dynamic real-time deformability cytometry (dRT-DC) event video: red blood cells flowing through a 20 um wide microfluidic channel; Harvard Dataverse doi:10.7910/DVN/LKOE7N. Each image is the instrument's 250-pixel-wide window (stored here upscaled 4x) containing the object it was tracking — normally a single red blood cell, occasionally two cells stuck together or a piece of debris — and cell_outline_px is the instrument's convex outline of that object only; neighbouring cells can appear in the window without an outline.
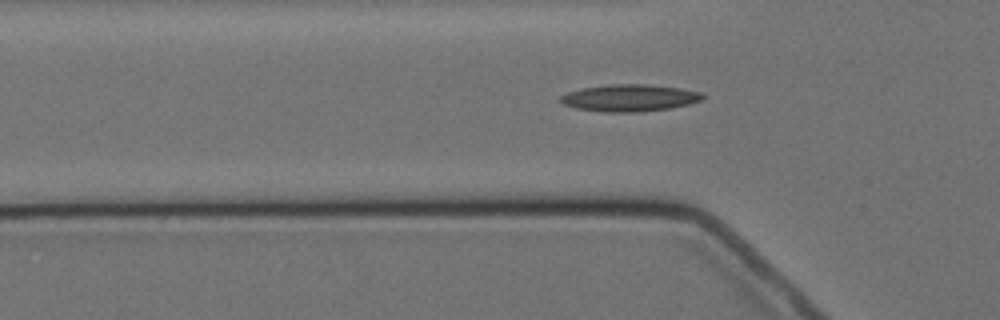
{"species": "Egyptian fruit bat (a non-hibernating species)", "species_latin": "Rousettus aegyptiacus", "temperature_condition": "cold", "stored_images_in_passage": 3, "segment_of_instrument_passage": [2, 2], "camera_frame_rate_fps": 3000, "um_per_image_px": 0.085, "animal": {"sex": "female"}, "frame": {"image": 1, "passage_image": 3, "time_ms": 2.333, "image_size_px": [1000, 320], "cell_outline_px": [[704, 96], [700, 100], [688, 104], [672, 108], [640, 112], [604, 112], [576, 108], [564, 104], [560, 100], [560, 96], [568, 92], [580, 88], [608, 84], [648, 84], [680, 88], [700, 92]], "centroid_in_image_um": [53.49, 8.32], "position_along_channel_um": 72.3, "area_um2": 22.37}}